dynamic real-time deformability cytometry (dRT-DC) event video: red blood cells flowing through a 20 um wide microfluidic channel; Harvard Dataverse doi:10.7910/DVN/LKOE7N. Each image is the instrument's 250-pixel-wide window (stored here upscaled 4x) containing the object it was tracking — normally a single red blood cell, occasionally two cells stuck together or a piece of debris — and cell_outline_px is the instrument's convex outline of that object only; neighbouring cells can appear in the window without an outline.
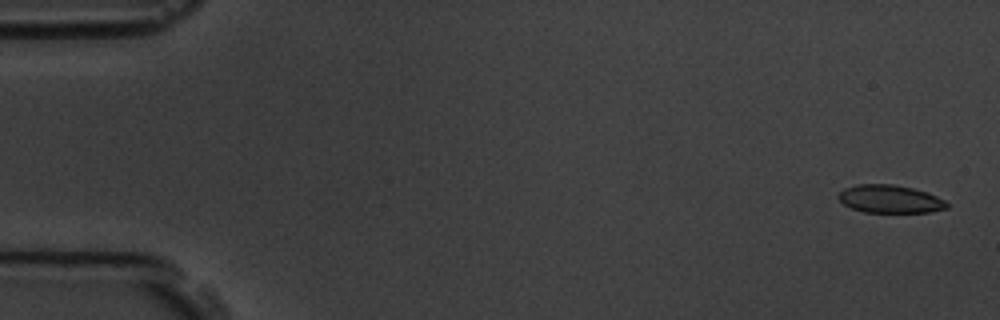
{"species": "common noctule bat (a hibernating species)", "species_latin": "Nyctalus noctula", "temperature_condition": "room temperature", "stored_images_in_passage": 5, "camera_frame_rate_fps": 3000, "um_per_image_px": 0.085, "animal": {"sex": "male", "body_mass_g": 19.5, "forearm_length_mm": 54.6}, "frame": {"image": 1, "passage_image": 1, "time_ms": 0.0, "image_size_px": [1000, 320], "cell_outline_px": [[948, 208], [932, 212], [864, 212], [852, 208], [844, 204], [836, 196], [844, 188], [856, 184], [892, 184], [912, 188], [928, 192], [944, 200], [948, 204]], "centroid_in_image_um": [75.65, 16.91], "position_along_channel_um": 9.4, "area_um2": 17.69}}
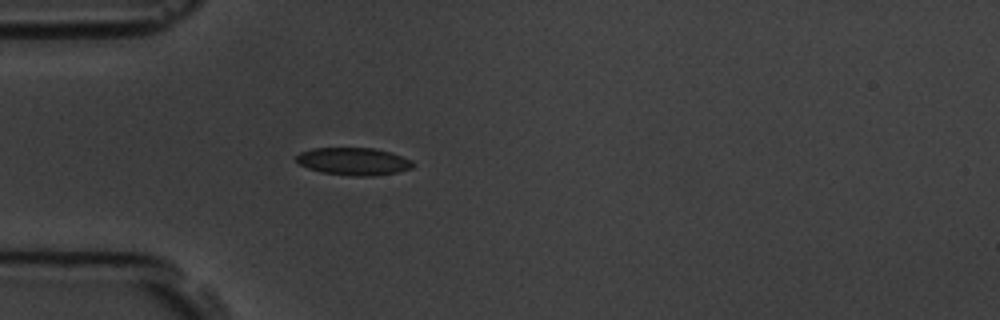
{"frame": {"image": 2, "passage_image": 5, "time_ms": 4.667, "image_size_px": [1000, 320], "cell_outline_px": [[416, 164], [412, 168], [400, 172], [372, 176], [352, 176], [320, 172], [308, 168], [300, 164], [296, 160], [296, 156], [300, 152], [312, 148], [372, 148], [388, 152], [412, 160]], "centroid_in_image_um": [30.06, 13.73], "position_along_channel_um": 54.9, "area_um2": 18.73}}